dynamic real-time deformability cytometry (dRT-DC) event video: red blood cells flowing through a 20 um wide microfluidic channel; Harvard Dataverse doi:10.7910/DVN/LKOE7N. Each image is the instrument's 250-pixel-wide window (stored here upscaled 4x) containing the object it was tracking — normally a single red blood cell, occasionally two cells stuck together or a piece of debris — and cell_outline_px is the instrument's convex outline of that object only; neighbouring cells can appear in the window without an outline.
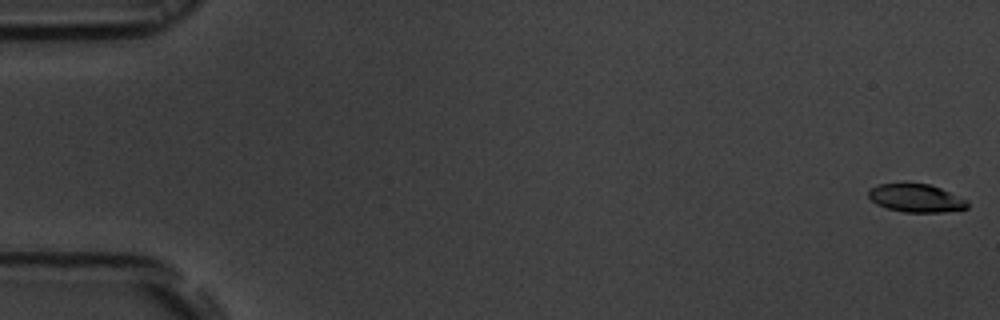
{"species": "common noctule bat (a hibernating species)", "species_latin": "Nyctalus noctula", "temperature_condition": "room temperature", "stored_images_in_passage": 10, "segment_of_instrument_passage": [1, 2], "camera_frame_rate_fps": 3000, "um_per_image_px": 0.085, "animal": {"sex": "male", "body_mass_g": 19.5, "forearm_length_mm": 54.6}, "frame": {"image": 1, "passage_image": 1, "time_ms": 0.0, "image_size_px": [1000, 320], "cell_outline_px": [[968, 208], [940, 212], [904, 212], [888, 208], [876, 204], [868, 196], [868, 188], [880, 184], [932, 184], [968, 200]], "centroid_in_image_um": [77.87, 16.84], "position_along_channel_um": 7.1, "area_um2": 16.13}}